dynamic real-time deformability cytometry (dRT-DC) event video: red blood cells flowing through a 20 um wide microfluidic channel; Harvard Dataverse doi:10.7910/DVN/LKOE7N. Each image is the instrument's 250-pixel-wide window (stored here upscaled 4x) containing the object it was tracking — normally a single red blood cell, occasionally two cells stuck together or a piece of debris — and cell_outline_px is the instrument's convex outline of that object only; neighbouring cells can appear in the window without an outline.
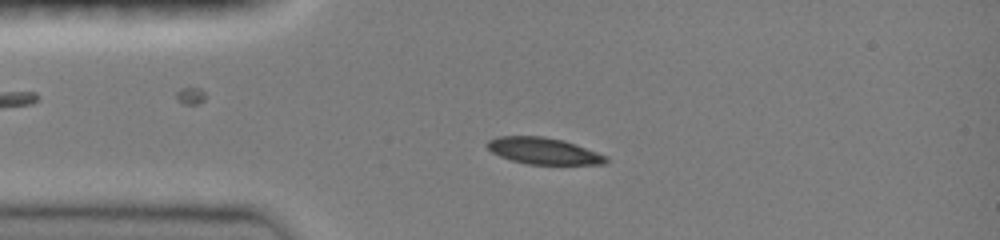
{"species": "common noctule bat (a hibernating species)", "species_latin": "Nyctalus noctula", "temperature_condition": "room temperature", "stored_images_in_passage": 45, "camera_frame_rate_fps": 3000, "um_per_image_px": 0.085, "animal": {"sex": "female", "body_mass_g": 19.0, "forearm_length_mm": 51.5}, "frame": {"image": 1, "passage_image": 10, "time_ms": 3.0, "image_size_px": [1000, 240], "cell_outline_px": [[608, 160], [604, 164], [528, 164], [512, 160], [500, 156], [492, 152], [484, 144], [488, 140], [496, 136], [544, 136], [564, 140], [576, 144], [608, 156]], "centroid_in_image_um": [46.19, 12.81], "position_along_channel_um": 38.8, "area_um2": 18.44}}
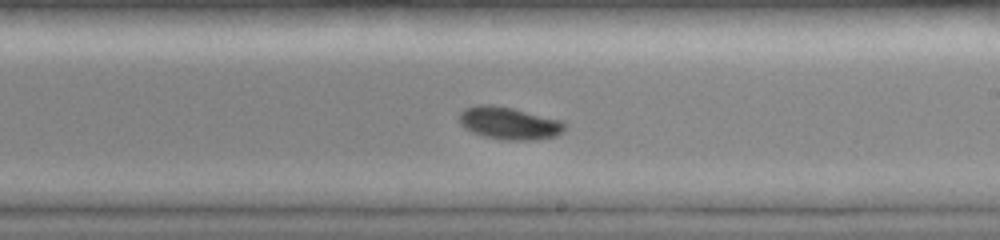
{"frame": {"image": 2, "passage_image": 27, "time_ms": 8.667, "image_size_px": [1000, 240], "cell_outline_px": [[568, 124], [556, 136], [536, 140], [504, 140], [484, 136], [472, 132], [464, 128], [460, 124], [456, 116], [464, 108], [476, 104], [492, 104], [512, 108], [564, 120]], "centroid_in_image_um": [43.25, 10.46], "position_along_channel_um": 245.8, "area_um2": 20.4}}
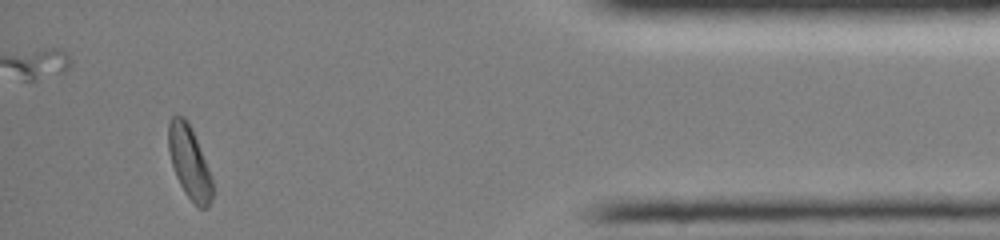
{"frame": {"image": 3, "passage_image": 43, "time_ms": 14.0, "image_size_px": [1000, 240], "cell_outline_px": [[216, 192], [208, 208], [200, 208], [184, 192], [176, 176], [168, 152], [168, 120], [172, 116], [184, 116], [188, 120], [208, 168]], "centroid_in_image_um": [16.1, 13.81], "position_along_channel_um": 419.1, "area_um2": 18.73}, "authors_computed_cell_mechanics": {"area_um2": 18.6694, "velocity_mm_per_s": 4.0159, "shape_relaxation_time_tau1_ms": 3.655, "shape_relaxation_time_tau2_ms": null, "deformation_change_tau1": 0.1473, "deformation_change_tau2": null}}